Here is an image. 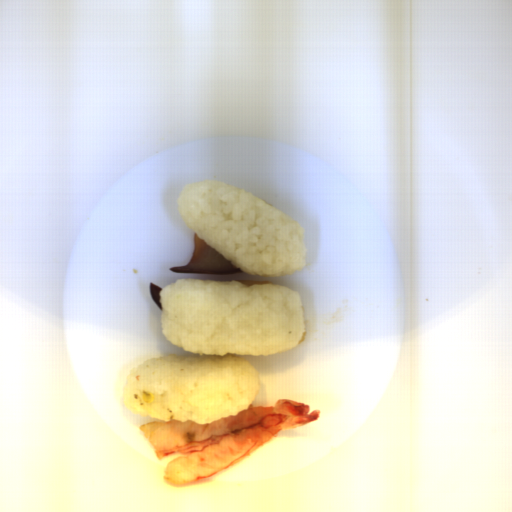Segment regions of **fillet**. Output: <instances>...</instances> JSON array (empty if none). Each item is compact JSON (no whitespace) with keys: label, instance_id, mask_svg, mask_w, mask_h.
Here are the masks:
<instances>
[{"label":"fillet","instance_id":"fillet-1","mask_svg":"<svg viewBox=\"0 0 512 512\" xmlns=\"http://www.w3.org/2000/svg\"><path fill=\"white\" fill-rule=\"evenodd\" d=\"M169 270L182 274H238L245 273L240 267L233 266L225 256L198 238L194 232L193 252L186 265L169 267Z\"/></svg>","mask_w":512,"mask_h":512},{"label":"fillet","instance_id":"fillet-2","mask_svg":"<svg viewBox=\"0 0 512 512\" xmlns=\"http://www.w3.org/2000/svg\"><path fill=\"white\" fill-rule=\"evenodd\" d=\"M163 290V288L156 286L153 282L149 283V293L151 296V299L154 301V303L158 306V308L163 311L162 303H160L161 295L159 292Z\"/></svg>","mask_w":512,"mask_h":512}]
</instances>
